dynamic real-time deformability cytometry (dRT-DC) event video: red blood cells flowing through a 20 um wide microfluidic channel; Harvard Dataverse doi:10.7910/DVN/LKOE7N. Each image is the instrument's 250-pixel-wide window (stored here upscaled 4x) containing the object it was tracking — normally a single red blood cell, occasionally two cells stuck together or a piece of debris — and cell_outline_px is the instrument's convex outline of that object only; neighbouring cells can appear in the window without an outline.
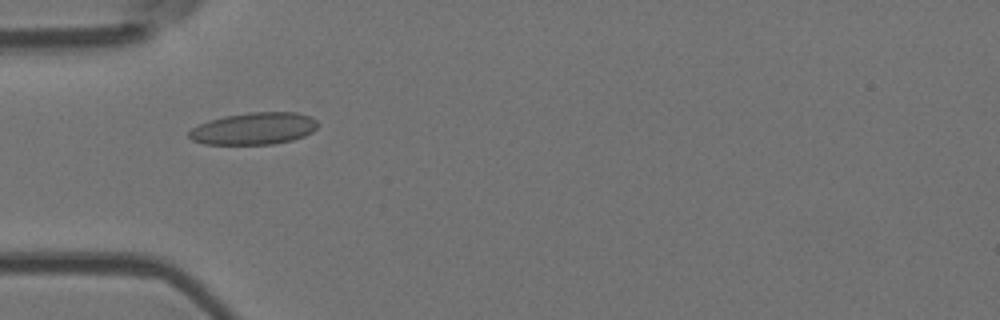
{"species": "Egyptian fruit bat (a non-hibernating species)", "species_latin": "Rousettus aegyptiacus", "temperature_condition": "room temperature", "stored_images_in_passage": 10, "camera_frame_rate_fps": 3000, "um_per_image_px": 0.085, "animal": {"sex": "female"}, "frame": {"image": 1, "passage_image": 5, "time_ms": 1.333, "image_size_px": [1000, 320], "cell_outline_px": [[316, 128], [312, 132], [304, 136], [292, 140], [272, 144], [204, 144], [192, 140], [188, 136], [188, 132], [192, 128], [208, 120], [224, 116], [252, 112], [296, 112], [308, 116], [316, 120]], "centroid_in_image_um": [21.55, 10.93], "position_along_channel_um": 63.4, "area_um2": 23.93}}
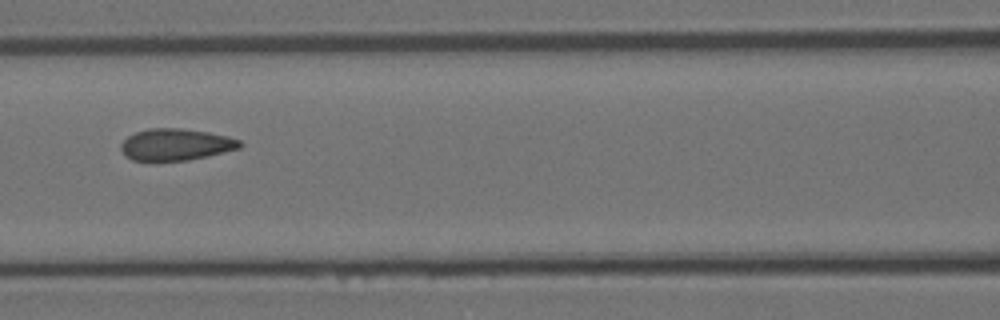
{"frame": {"image": 2, "passage_image": 7, "time_ms": 2.0, "image_size_px": [1000, 320], "cell_outline_px": [[244, 144], [240, 148], [208, 156], [188, 160], [132, 160], [120, 148], [120, 144], [128, 136], [136, 132], [148, 128], [180, 128], [208, 132], [228, 136], [240, 140]], "centroid_in_image_um": [14.98, 12.27], "position_along_channel_um": 151.6, "area_um2": 21.85}}
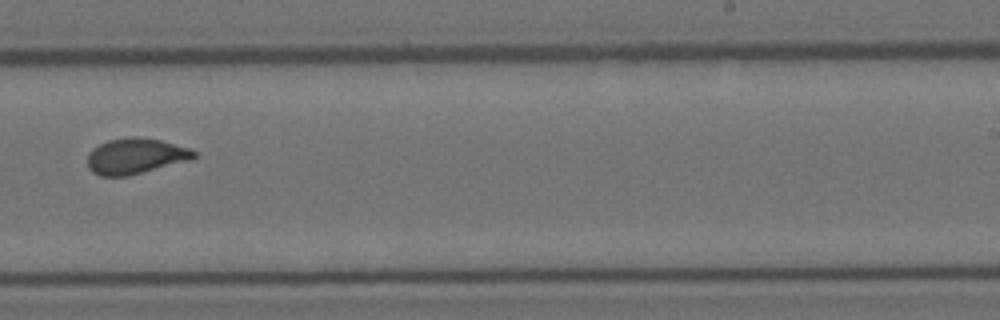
{"frame": {"image": 3, "passage_image": 10, "time_ms": 3.0, "image_size_px": [1000, 320], "cell_outline_px": [[196, 156], [192, 160], [128, 176], [100, 176], [92, 172], [88, 168], [88, 152], [92, 148], [108, 140], [128, 136], [136, 136], [160, 140], [188, 148], [196, 152]], "centroid_in_image_um": [11.5, 13.27], "position_along_channel_um": 277.5, "area_um2": 22.31}}